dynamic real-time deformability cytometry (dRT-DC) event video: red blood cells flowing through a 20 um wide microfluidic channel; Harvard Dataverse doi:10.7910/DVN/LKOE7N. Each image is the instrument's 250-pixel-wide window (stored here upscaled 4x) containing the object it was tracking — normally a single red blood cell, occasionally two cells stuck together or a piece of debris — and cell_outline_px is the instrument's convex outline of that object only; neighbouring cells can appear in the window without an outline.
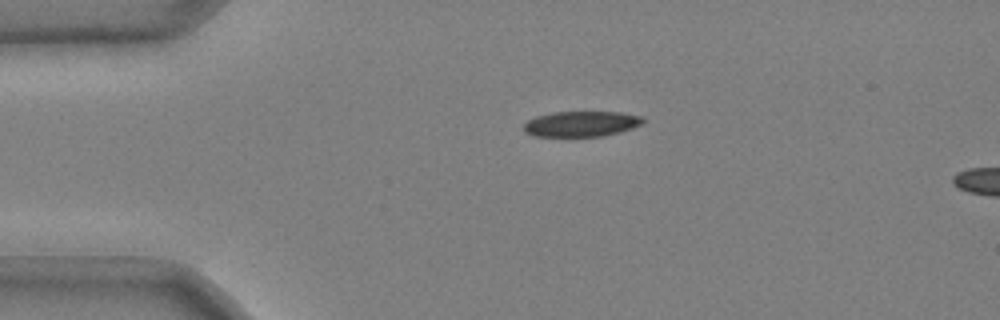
{"species": "common noctule bat (a hibernating species)", "species_latin": "Nyctalus noctula", "temperature_condition": "cold", "stored_images_in_passage": 5, "camera_frame_rate_fps": 3000, "um_per_image_px": 0.085, "animal": {"sex": "male", "body_mass_g": 20.4}, "frame": {"image": 1, "passage_image": 1, "time_ms": 0.0, "image_size_px": [1000, 320], "cell_outline_px": [[648, 120], [632, 128], [600, 136], [532, 136], [524, 132], [524, 124], [528, 120], [536, 116], [552, 112], [620, 112], [640, 116]], "centroid_in_image_um": [49.38, 10.52], "position_along_channel_um": 35.6, "area_um2": 17.57}}